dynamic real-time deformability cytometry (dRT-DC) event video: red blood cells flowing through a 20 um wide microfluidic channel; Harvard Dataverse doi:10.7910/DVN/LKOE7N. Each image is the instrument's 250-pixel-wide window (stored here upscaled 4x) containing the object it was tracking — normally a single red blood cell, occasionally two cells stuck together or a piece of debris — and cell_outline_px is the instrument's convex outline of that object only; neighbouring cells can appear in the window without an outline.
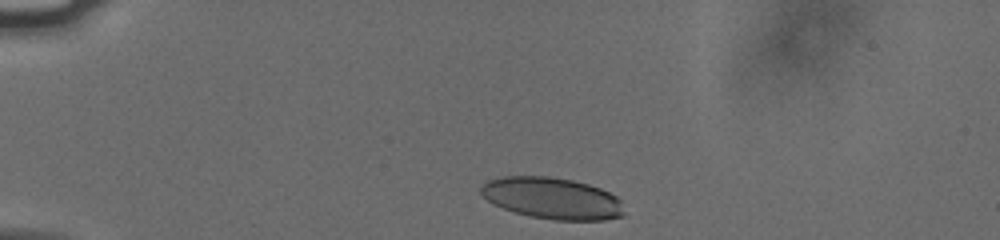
{"species": "human", "species_latin": "Homo sapiens", "temperature_condition": "cold", "stored_images_in_passage": 36, "camera_frame_rate_fps": 3000, "um_per_image_px": 0.085, "donor": {"sex": "male"}, "frame": {"image": 1, "passage_image": 2, "time_ms": 0.333, "image_size_px": [1000, 240], "cell_outline_px": [[624, 216], [604, 220], [552, 220], [532, 216], [516, 212], [504, 208], [488, 200], [480, 192], [480, 188], [488, 180], [504, 176], [548, 176], [572, 180], [588, 184], [600, 188], [616, 196], [620, 200], [624, 212]], "centroid_in_image_um": [46.96, 16.85], "position_along_channel_um": 38.0, "area_um2": 34.45}}
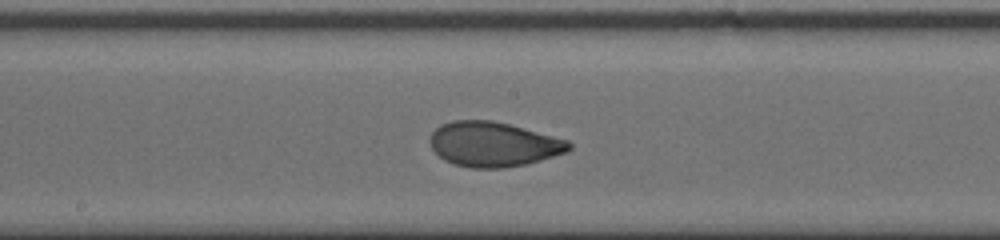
{"frame": {"image": 2, "passage_image": 20, "time_ms": 6.333, "image_size_px": [1000, 240], "cell_outline_px": [[572, 148], [568, 152], [540, 160], [524, 164], [504, 168], [472, 168], [456, 164], [444, 160], [432, 148], [428, 140], [432, 132], [440, 124], [452, 120], [492, 120], [508, 124], [568, 140], [572, 144]], "centroid_in_image_um": [41.93, 12.26], "position_along_channel_um": 206.3, "area_um2": 36.18}}
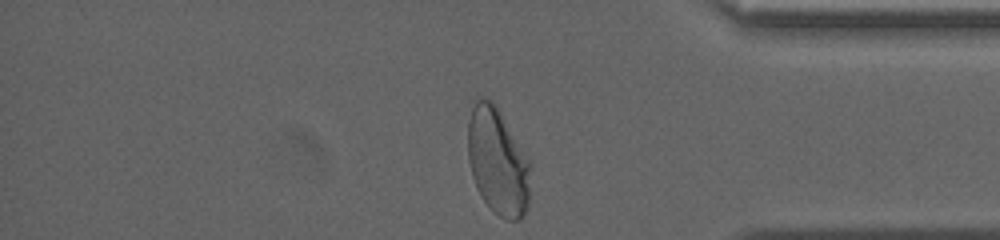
{"frame": {"image": 3, "passage_image": 36, "time_ms": 11.667, "image_size_px": [1000, 240], "cell_outline_px": [[532, 164], [528, 208], [524, 216], [520, 220], [504, 220], [492, 212], [476, 188], [472, 176], [468, 160], [468, 120], [476, 96], [484, 96], [492, 100], [496, 104], [532, 160]], "centroid_in_image_um": [42.35, 13.71], "position_along_channel_um": 392.9, "area_um2": 40.46}, "authors_computed_cell_mechanics": {"area_um2": 36.0961, "velocity_mm_per_s": 3.7751, "shape_relaxation_time_tau1_ms": 6.9669, "shape_relaxation_time_tau2_ms": 0.822, "deformation_change_tau1": 0.2035, "deformation_change_tau2": 0.0527}}